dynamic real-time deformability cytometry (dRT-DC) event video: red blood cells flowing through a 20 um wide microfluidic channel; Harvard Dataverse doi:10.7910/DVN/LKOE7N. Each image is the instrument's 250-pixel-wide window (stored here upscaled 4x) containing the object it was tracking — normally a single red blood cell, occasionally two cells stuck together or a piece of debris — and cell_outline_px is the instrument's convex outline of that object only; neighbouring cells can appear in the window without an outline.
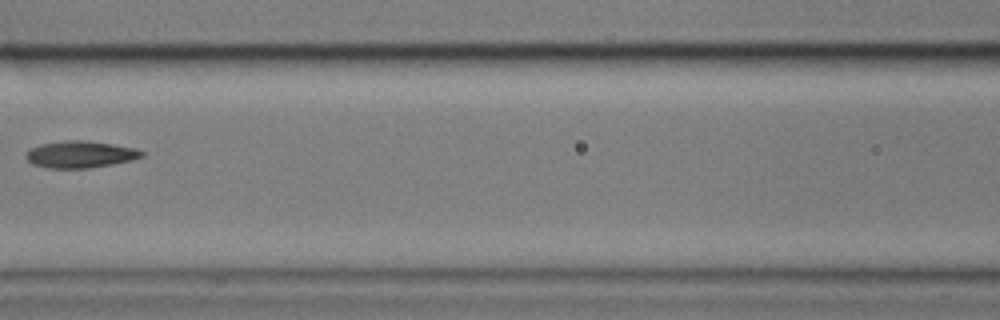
{"species": "common noctule bat (a hibernating species)", "species_latin": "Nyctalus noctula", "temperature_condition": "cold", "stored_images_in_passage": 3, "camera_frame_rate_fps": 3000, "um_per_image_px": 0.085, "animal": {"sex": "male", "body_mass_g": 17.9}, "frame": {"image": 1, "passage_image": 3, "time_ms": 3.0, "image_size_px": [1000, 320], "cell_outline_px": [[144, 156], [132, 160], [112, 164], [88, 168], [48, 168], [32, 164], [24, 156], [28, 148], [40, 144], [64, 140], [84, 140], [112, 144], [136, 148], [144, 152]], "centroid_in_image_um": [6.79, 13.12], "position_along_channel_um": 159.8, "area_um2": 18.26}}